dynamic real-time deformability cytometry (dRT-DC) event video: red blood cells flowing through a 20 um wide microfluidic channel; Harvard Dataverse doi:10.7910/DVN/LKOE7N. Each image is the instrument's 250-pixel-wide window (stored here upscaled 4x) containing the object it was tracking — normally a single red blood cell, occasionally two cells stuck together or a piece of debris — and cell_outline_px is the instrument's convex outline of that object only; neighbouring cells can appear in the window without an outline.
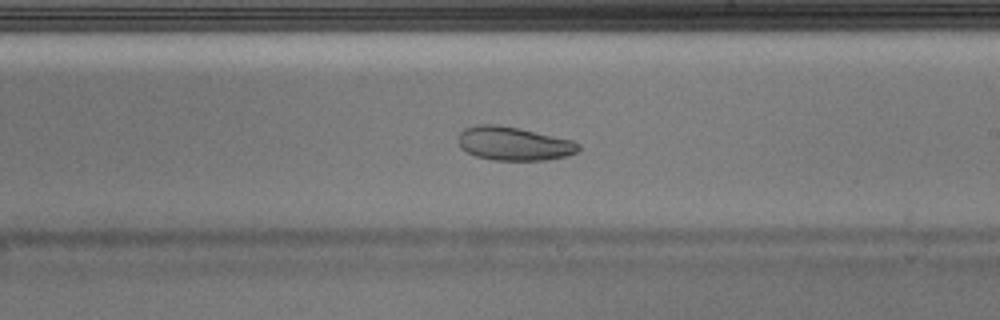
{"species": "Egyptian fruit bat (a non-hibernating species)", "species_latin": "Rousettus aegyptiacus", "temperature_condition": "warm", "stored_images_in_passage": 41, "camera_frame_rate_fps": 3000, "um_per_image_px": 0.085, "animal": {"sex": "male"}, "frame": {"image": 1, "passage_image": 24, "time_ms": 7.667, "image_size_px": [1000, 320], "cell_outline_px": [[580, 148], [576, 152], [568, 156], [548, 160], [492, 160], [476, 156], [460, 148], [460, 132], [464, 128], [476, 124], [496, 124], [520, 128], [572, 140], [580, 144]], "centroid_in_image_um": [43.69, 12.2], "position_along_channel_um": 245.3, "area_um2": 23.64}}